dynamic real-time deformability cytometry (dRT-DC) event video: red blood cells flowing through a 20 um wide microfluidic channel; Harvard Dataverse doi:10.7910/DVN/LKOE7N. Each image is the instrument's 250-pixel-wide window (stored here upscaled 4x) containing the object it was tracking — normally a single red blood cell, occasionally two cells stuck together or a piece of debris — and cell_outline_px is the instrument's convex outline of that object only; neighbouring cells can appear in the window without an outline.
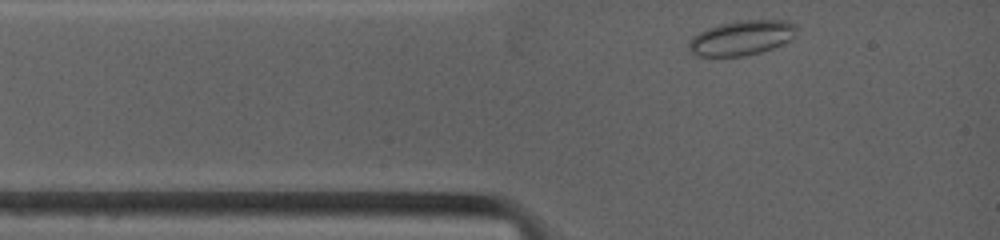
{"species": "common noctule bat (a hibernating species)", "species_latin": "Nyctalus noctula", "temperature_condition": "warm", "stored_images_in_passage": 33, "camera_frame_rate_fps": 4500, "um_per_image_px": 0.085, "animal": {"sex": "female", "body_mass_g": 19.0, "forearm_length_mm": 53.3}, "frame": {"image": 1, "passage_image": 2, "time_ms": 0.222, "image_size_px": [1000, 240], "cell_outline_px": [[796, 32], [788, 40], [772, 48], [760, 52], [744, 56], [700, 56], [692, 52], [688, 48], [688, 40], [692, 36], [708, 28], [720, 24], [740, 20], [784, 20], [796, 24]], "centroid_in_image_um": [63.01, 3.21], "position_along_channel_um": 22.0, "area_um2": 21.62}}
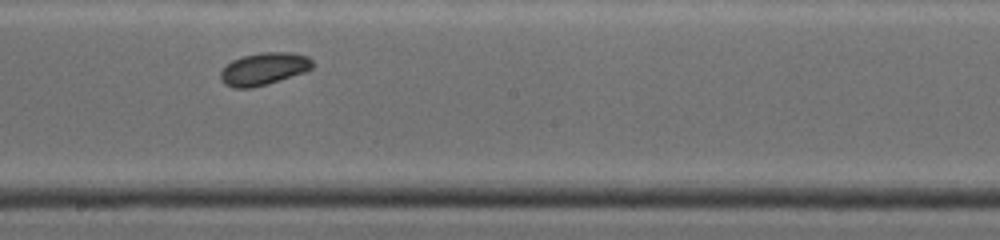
{"frame": {"image": 2, "passage_image": 21, "time_ms": 5.778, "image_size_px": [1000, 240], "cell_outline_px": [[312, 68], [304, 72], [268, 84], [252, 88], [232, 88], [224, 84], [220, 80], [220, 72], [232, 60], [244, 56], [264, 52], [288, 52], [308, 56], [312, 60]], "centroid_in_image_um": [22.41, 5.87], "position_along_channel_um": 225.8, "area_um2": 17.28}}
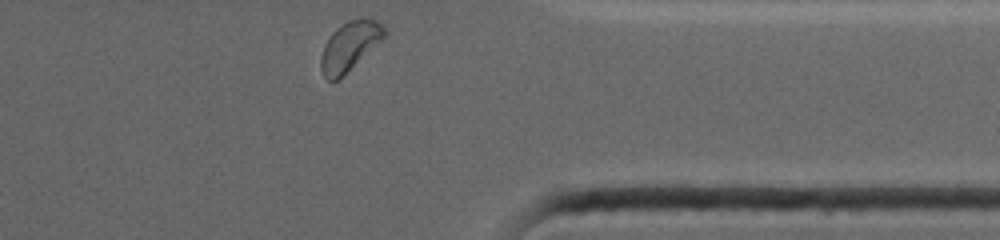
{"frame": {"image": 3, "passage_image": 33, "time_ms": 10.0, "image_size_px": [1000, 240], "cell_outline_px": [[388, 32], [380, 40], [336, 80], [328, 80], [324, 76], [320, 68], [320, 56], [324, 44], [332, 32], [336, 28], [348, 20], [376, 20]], "centroid_in_image_um": [29.65, 3.91], "position_along_channel_um": 381.7, "area_um2": 17.22}, "authors_computed_cell_mechanics": {"area_um2": 17.1666, "velocity_mm_per_s": 3.9097, "shape_relaxation_time_tau1_ms": null, "shape_relaxation_time_tau2_ms": 4.2144, "deformation_change_tau1": null, "deformation_change_tau2": 0.0488}}